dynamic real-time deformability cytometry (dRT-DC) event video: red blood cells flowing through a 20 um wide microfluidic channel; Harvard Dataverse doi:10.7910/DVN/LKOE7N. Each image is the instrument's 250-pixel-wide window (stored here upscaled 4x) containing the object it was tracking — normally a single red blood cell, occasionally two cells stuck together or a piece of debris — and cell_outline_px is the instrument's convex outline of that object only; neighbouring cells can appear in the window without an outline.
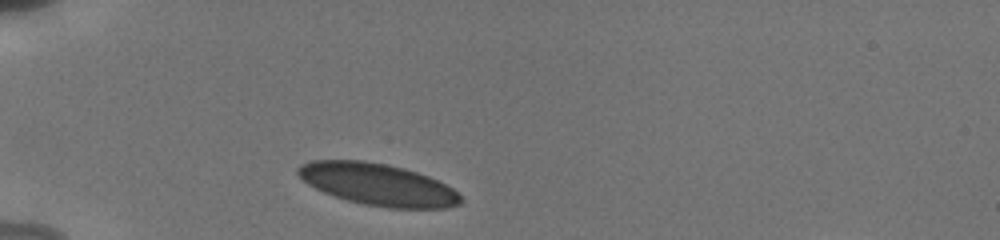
{"species": "human", "species_latin": "Homo sapiens", "temperature_condition": "cold", "stored_images_in_passage": 3, "camera_frame_rate_fps": 3000, "um_per_image_px": 0.085, "donor": {"sex": "male"}, "frame": {"image": 1, "passage_image": 1, "time_ms": 0.0, "image_size_px": [1000, 240], "cell_outline_px": [[464, 200], [460, 204], [448, 208], [388, 208], [364, 204], [332, 196], [308, 184], [296, 172], [296, 168], [300, 164], [312, 160], [360, 160], [388, 164], [404, 168], [428, 176], [452, 188]], "centroid_in_image_um": [32.11, 15.68], "position_along_channel_um": 52.9, "area_um2": 39.71}}
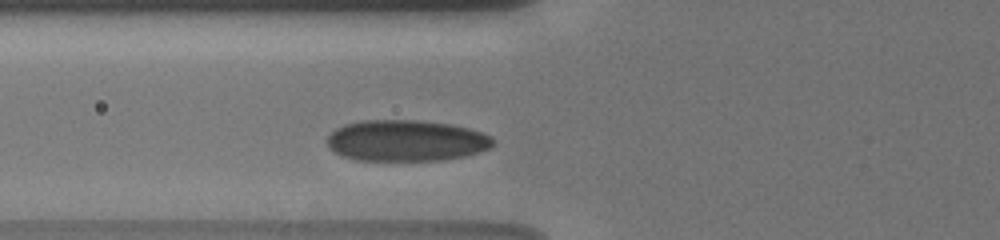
{"frame": {"image": 2, "passage_image": 3, "time_ms": 1.667, "image_size_px": [1000, 240], "cell_outline_px": [[492, 144], [488, 148], [464, 156], [440, 160], [356, 160], [344, 156], [328, 148], [328, 136], [336, 128], [344, 124], [360, 120], [420, 120], [448, 124], [468, 128], [484, 132], [492, 140]], "centroid_in_image_um": [34.48, 11.94], "position_along_channel_um": 91.3, "area_um2": 39.54}}